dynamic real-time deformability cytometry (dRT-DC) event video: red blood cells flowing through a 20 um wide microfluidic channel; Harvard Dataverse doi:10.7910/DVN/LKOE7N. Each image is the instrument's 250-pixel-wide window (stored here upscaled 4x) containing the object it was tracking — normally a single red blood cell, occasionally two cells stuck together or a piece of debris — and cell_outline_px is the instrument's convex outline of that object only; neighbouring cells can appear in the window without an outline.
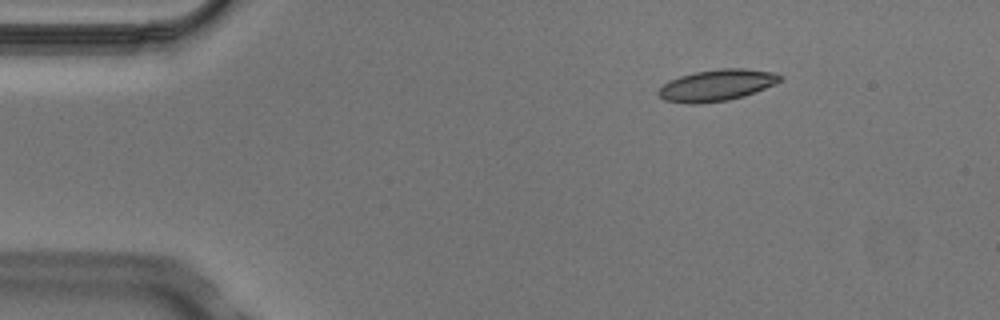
{"species": "Egyptian fruit bat (a non-hibernating species)", "species_latin": "Rousettus aegyptiacus", "temperature_condition": "cold", "stored_images_in_passage": 4, "camera_frame_rate_fps": 3000, "um_per_image_px": 0.085, "animal": {"sex": "male"}, "frame": {"image": 1, "passage_image": 2, "time_ms": 0.333, "image_size_px": [1000, 320], "cell_outline_px": [[784, 76], [776, 84], [744, 96], [728, 100], [696, 104], [688, 104], [664, 100], [656, 92], [668, 80], [680, 76], [696, 72], [720, 68], [744, 68], [776, 72]], "centroid_in_image_um": [60.94, 7.24], "position_along_channel_um": 24.1, "area_um2": 22.43}}